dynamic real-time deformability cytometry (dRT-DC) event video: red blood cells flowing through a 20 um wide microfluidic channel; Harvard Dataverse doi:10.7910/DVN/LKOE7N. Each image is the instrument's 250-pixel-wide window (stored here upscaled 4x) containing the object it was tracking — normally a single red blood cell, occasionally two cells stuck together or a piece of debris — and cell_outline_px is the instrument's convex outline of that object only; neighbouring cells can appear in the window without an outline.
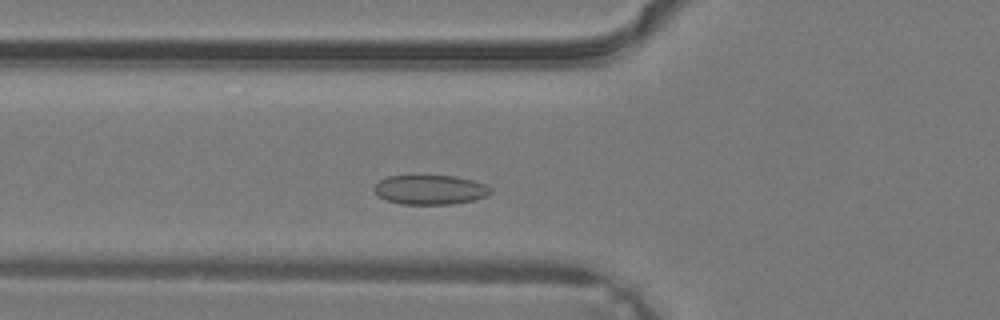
{"species": "common noctule bat (a hibernating species)", "species_latin": "Nyctalus noctula", "temperature_condition": "warm", "stored_images_in_passage": 30, "camera_frame_rate_fps": 3000, "um_per_image_px": 0.085, "animal": {"sex": "male", "body_mass_g": 19.2, "forearm_length_mm": 51.8}, "frame": {"image": 1, "passage_image": 5, "time_ms": 1.333, "image_size_px": [1000, 320], "cell_outline_px": [[492, 192], [488, 196], [472, 200], [452, 204], [400, 204], [388, 200], [380, 196], [372, 188], [380, 180], [388, 176], [456, 176], [472, 180], [484, 184], [492, 188]], "centroid_in_image_um": [36.59, 16.13], "position_along_channel_um": 89.2, "area_um2": 19.88}}
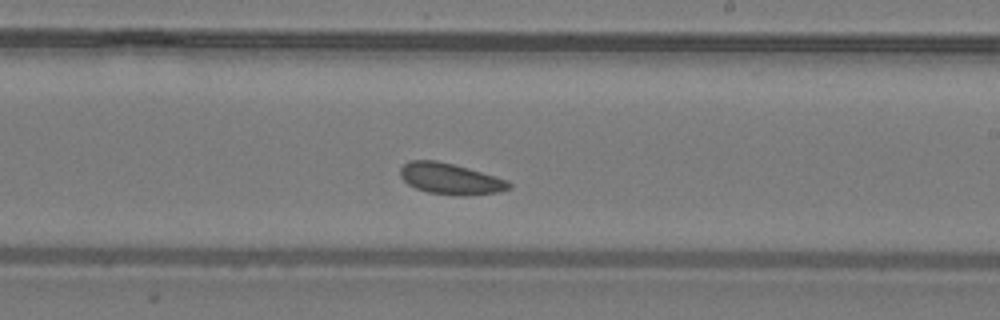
{"frame": {"image": 2, "passage_image": 14, "time_ms": 4.333, "image_size_px": [1000, 320], "cell_outline_px": [[512, 188], [496, 192], [464, 196], [460, 196], [428, 192], [416, 188], [408, 184], [400, 176], [400, 168], [408, 160], [436, 160], [468, 168], [508, 180], [512, 184]], "centroid_in_image_um": [38.28, 15.19], "position_along_channel_um": 250.7, "area_um2": 19.65}}
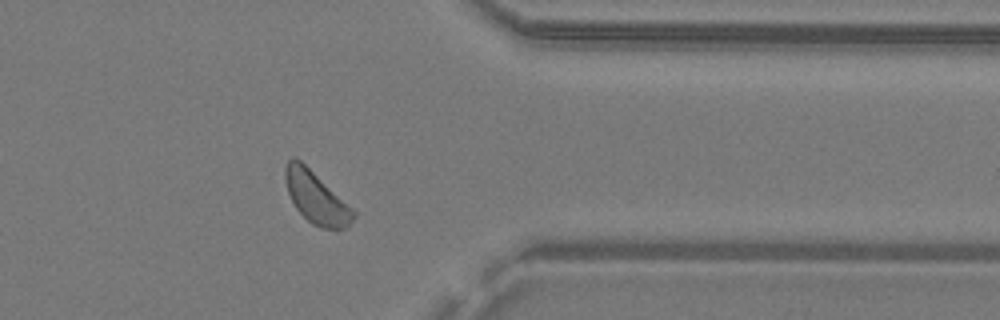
{"frame": {"image": 3, "passage_image": 22, "time_ms": 7.0, "image_size_px": [1000, 320], "cell_outline_px": [[356, 216], [344, 228], [320, 228], [312, 224], [296, 208], [288, 192], [284, 180], [284, 168], [288, 160], [292, 156], [296, 156], [352, 208], [356, 212]], "centroid_in_image_um": [26.83, 16.76], "position_along_channel_um": 384.6, "area_um2": 20.23}}